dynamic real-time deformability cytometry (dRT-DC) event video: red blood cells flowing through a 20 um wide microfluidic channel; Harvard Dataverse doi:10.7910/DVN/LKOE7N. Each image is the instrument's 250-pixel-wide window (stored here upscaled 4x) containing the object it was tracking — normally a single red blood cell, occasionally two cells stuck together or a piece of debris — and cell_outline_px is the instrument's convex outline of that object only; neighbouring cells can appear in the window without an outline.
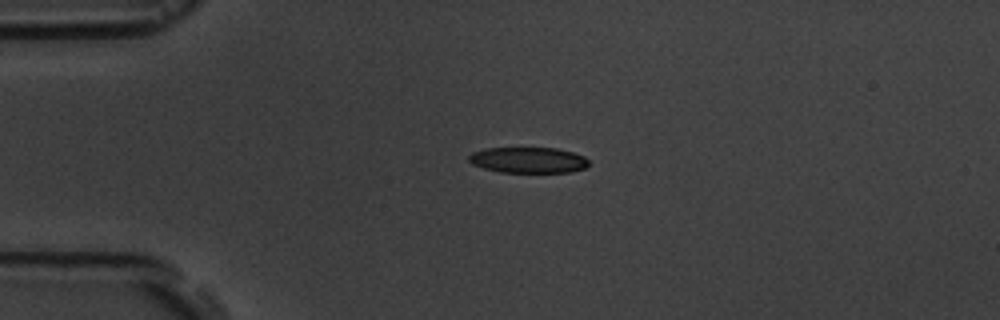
{"species": "common noctule bat (a hibernating species)", "species_latin": "Nyctalus noctula", "temperature_condition": "room temperature", "stored_images_in_passage": 2, "camera_frame_rate_fps": 3000, "um_per_image_px": 0.085, "animal": {"sex": "male", "body_mass_g": 19.5, "forearm_length_mm": 54.6}, "frame": {"image": 1, "passage_image": 1, "time_ms": 0.0, "image_size_px": [1000, 320], "cell_outline_px": [[588, 164], [584, 168], [572, 172], [500, 172], [484, 168], [472, 164], [468, 160], [468, 156], [472, 152], [484, 148], [556, 148], [572, 152], [584, 156], [588, 160]], "centroid_in_image_um": [44.88, 13.6], "position_along_channel_um": 40.1, "area_um2": 18.03}}